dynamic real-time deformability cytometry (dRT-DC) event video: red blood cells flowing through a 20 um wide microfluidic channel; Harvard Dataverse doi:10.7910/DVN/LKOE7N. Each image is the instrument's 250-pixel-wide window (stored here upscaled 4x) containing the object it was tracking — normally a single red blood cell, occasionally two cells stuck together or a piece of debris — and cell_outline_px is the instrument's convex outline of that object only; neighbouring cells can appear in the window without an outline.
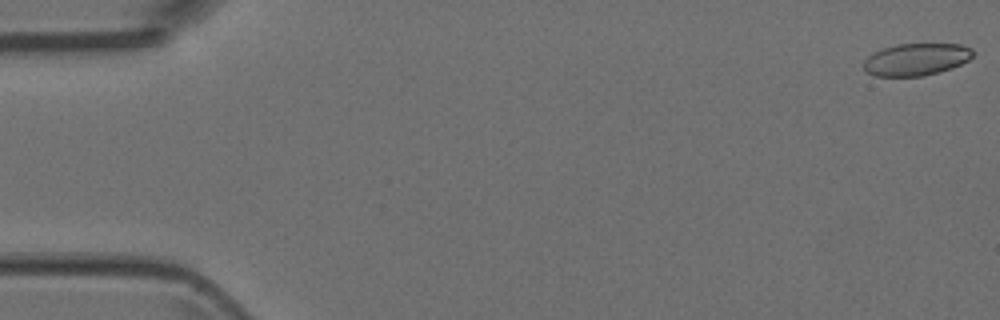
{"species": "Egyptian fruit bat (a non-hibernating species)", "species_latin": "Rousettus aegyptiacus", "temperature_condition": "room temperature", "stored_images_in_passage": 5, "camera_frame_rate_fps": 3000, "um_per_image_px": 0.085, "animal": {"sex": "female"}, "frame": {"image": 1, "passage_image": 1, "time_ms": 0.0, "image_size_px": [1000, 320], "cell_outline_px": [[976, 52], [968, 60], [952, 68], [924, 76], [872, 76], [864, 68], [864, 60], [872, 52], [896, 44], [960, 44], [972, 48]], "centroid_in_image_um": [77.88, 5.04], "position_along_channel_um": 7.1, "area_um2": 20.58}}
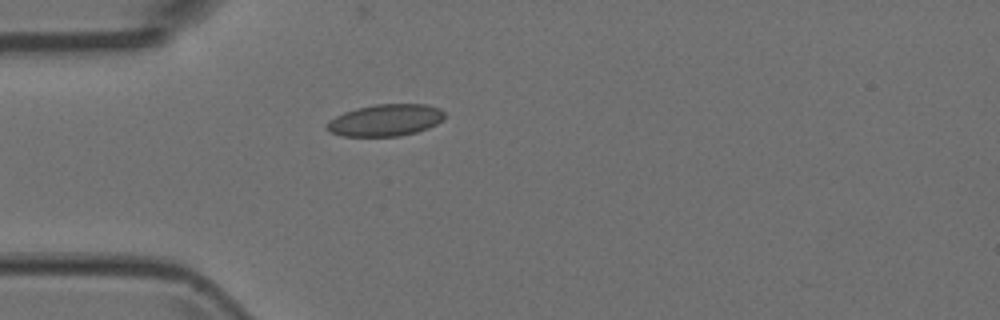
{"frame": {"image": 2, "passage_image": 5, "time_ms": 1.333, "image_size_px": [1000, 320], "cell_outline_px": [[444, 116], [436, 124], [428, 128], [416, 132], [400, 136], [340, 136], [324, 128], [328, 120], [344, 112], [356, 108], [376, 104], [428, 104], [440, 108], [444, 112]], "centroid_in_image_um": [32.74, 10.21], "position_along_channel_um": 52.3, "area_um2": 21.91}}